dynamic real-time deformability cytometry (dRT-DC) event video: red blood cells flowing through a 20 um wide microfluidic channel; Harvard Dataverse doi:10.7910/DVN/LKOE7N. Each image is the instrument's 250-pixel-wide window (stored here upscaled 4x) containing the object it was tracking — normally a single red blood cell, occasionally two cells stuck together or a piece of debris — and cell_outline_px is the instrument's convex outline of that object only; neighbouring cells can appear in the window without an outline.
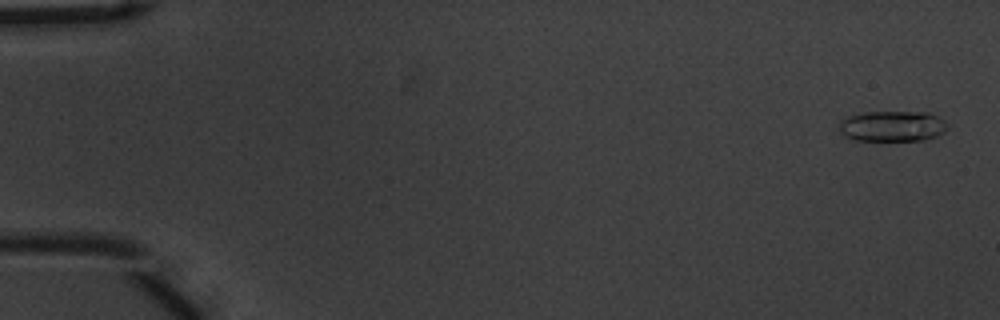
{"species": "common noctule bat (a hibernating species)", "species_latin": "Nyctalus noctula", "temperature_condition": "warm", "stored_images_in_passage": 56, "camera_frame_rate_fps": 3000, "um_per_image_px": 0.085, "animal": {"sex": "male", "body_mass_g": 20.1, "forearm_length_mm": 53.5}, "frame": {"image": 1, "passage_image": 2, "time_ms": 0.333, "image_size_px": [1000, 320], "cell_outline_px": [[948, 128], [944, 132], [936, 136], [924, 140], [856, 140], [844, 136], [836, 128], [840, 120], [848, 116], [864, 112], [928, 112], [944, 120], [948, 124]], "centroid_in_image_um": [75.82, 10.72], "position_along_channel_um": 9.2, "area_um2": 19.54}}
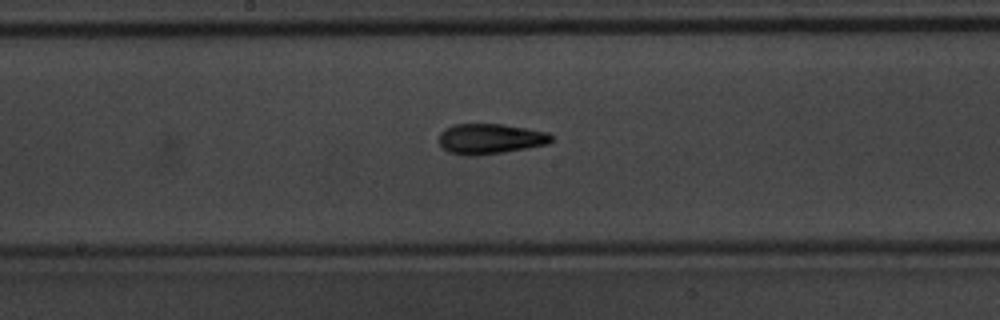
{"frame": {"image": 2, "passage_image": 30, "time_ms": 9.667, "image_size_px": [1000, 320], "cell_outline_px": [[552, 140], [548, 144], [504, 152], [476, 156], [468, 156], [448, 152], [440, 144], [440, 132], [444, 128], [452, 124], [500, 124], [548, 132], [552, 136]], "centroid_in_image_um": [41.64, 11.8], "position_along_channel_um": 206.6, "area_um2": 19.83}}
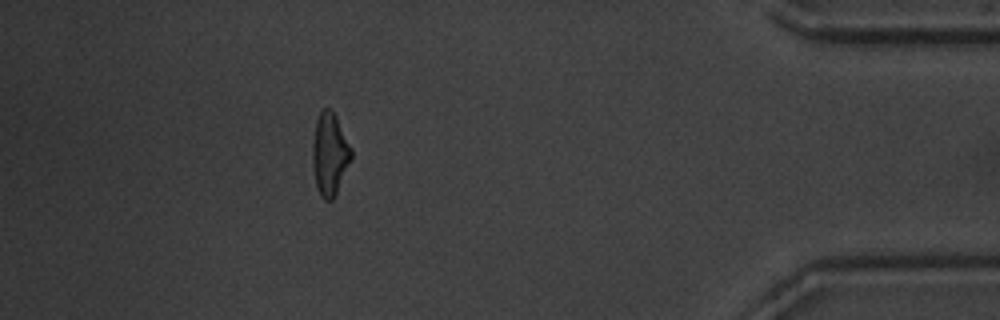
{"frame": {"image": 3, "passage_image": 50, "time_ms": 16.333, "image_size_px": [1000, 320], "cell_outline_px": [[352, 156], [336, 192], [332, 200], [324, 200], [320, 196], [316, 188], [312, 164], [312, 144], [316, 120], [320, 112], [324, 108], [332, 108], [352, 148]], "centroid_in_image_um": [28.0, 13.07], "position_along_channel_um": 407.2, "area_um2": 18.61}, "authors_computed_cell_mechanics": {"area_um2": 18.5538, "velocity_mm_per_s": 3.6915, "shape_relaxation_time_tau1_ms": 4.7319, "shape_relaxation_time_tau2_ms": 3.8024, "deformation_change_tau1": 0.1967, "deformation_change_tau2": 0.1085}}